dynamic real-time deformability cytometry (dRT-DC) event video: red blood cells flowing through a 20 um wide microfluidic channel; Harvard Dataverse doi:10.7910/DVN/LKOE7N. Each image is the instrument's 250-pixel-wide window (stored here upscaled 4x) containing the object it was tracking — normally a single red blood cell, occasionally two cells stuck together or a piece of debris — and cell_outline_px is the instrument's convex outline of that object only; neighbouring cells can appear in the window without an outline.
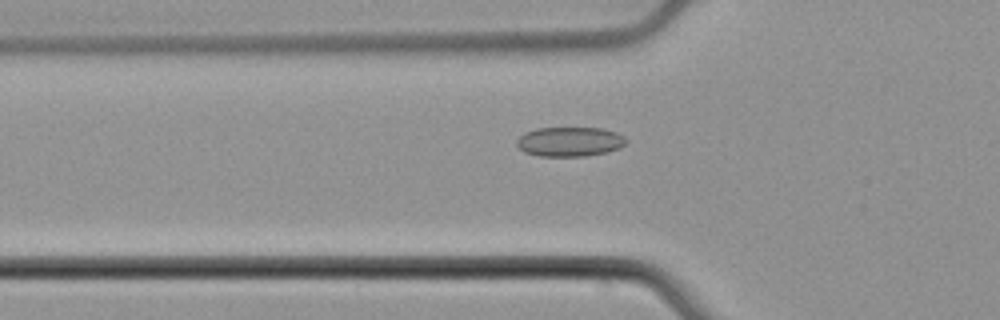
{"species": "common noctule bat (a hibernating species)", "species_latin": "Nyctalus noctula", "temperature_condition": "cold", "stored_images_in_passage": 53, "camera_frame_rate_fps": 3000, "um_per_image_px": 0.085, "animal": {"sex": "male", "body_mass_g": 21.5, "forearm_length_mm": 52.0}, "frame": {"image": 1, "passage_image": 18, "time_ms": 5.667, "image_size_px": [1000, 320], "cell_outline_px": [[628, 140], [620, 148], [608, 152], [584, 156], [540, 156], [524, 152], [516, 144], [516, 140], [524, 132], [536, 128], [604, 128], [616, 132], [624, 136]], "centroid_in_image_um": [48.43, 12.04], "position_along_channel_um": 77.4, "area_um2": 18.96}}
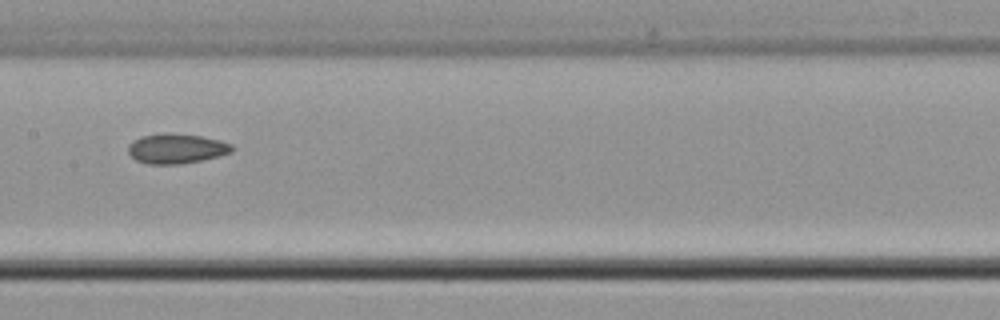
{"frame": {"image": 2, "passage_image": 27, "time_ms": 8.667, "image_size_px": [1000, 320], "cell_outline_px": [[232, 152], [200, 160], [180, 164], [148, 164], [136, 160], [128, 152], [128, 144], [132, 140], [140, 136], [168, 132], [200, 136], [220, 140], [232, 144]], "centroid_in_image_um": [14.95, 12.61], "position_along_channel_um": 192.5, "area_um2": 18.03}}
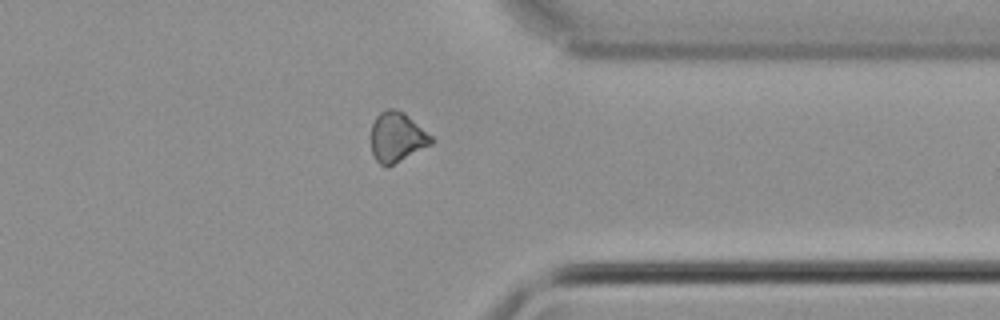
{"frame": {"image": 3, "passage_image": 42, "time_ms": 13.667, "image_size_px": [1000, 320], "cell_outline_px": [[436, 140], [432, 144], [392, 164], [380, 164], [376, 160], [372, 152], [372, 124], [376, 116], [380, 112], [388, 108], [396, 108], [404, 112], [432, 136]], "centroid_in_image_um": [33.76, 11.61], "position_along_channel_um": 377.6, "area_um2": 17.22}, "authors_computed_cell_mechanics": {"area_um2": 18.0914, "velocity_mm_per_s": 3.8266, "shape_relaxation_time_tau1_ms": null, "shape_relaxation_time_tau2_ms": 7.4342, "deformation_change_tau1": null, "deformation_change_tau2": 0.1235}}